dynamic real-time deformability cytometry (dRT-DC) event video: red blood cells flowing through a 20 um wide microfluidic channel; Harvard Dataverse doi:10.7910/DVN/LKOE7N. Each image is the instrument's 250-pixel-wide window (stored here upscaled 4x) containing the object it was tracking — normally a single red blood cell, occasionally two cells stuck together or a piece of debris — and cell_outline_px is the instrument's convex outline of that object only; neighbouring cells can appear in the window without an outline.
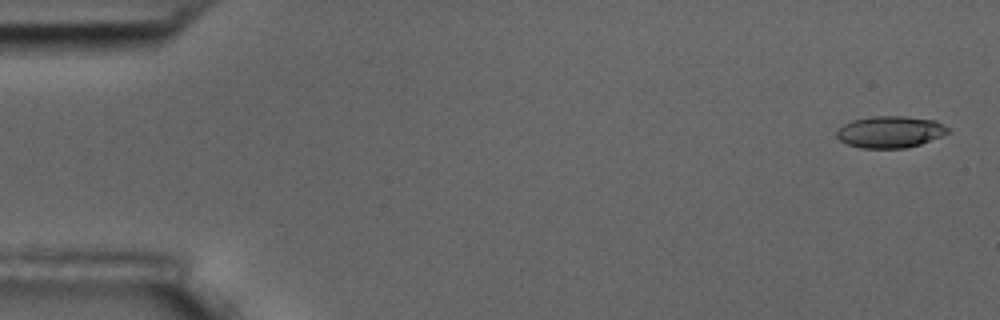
{"species": "common noctule bat (a hibernating species)", "species_latin": "Nyctalus noctula", "temperature_condition": "room temperature", "stored_images_in_passage": 4, "camera_frame_rate_fps": 3000, "um_per_image_px": 0.085, "animal": {"sex": "male", "body_mass_g": 17.5, "forearm_length_mm": 52.3}, "frame": {"image": 1, "passage_image": 1, "time_ms": 0.0, "image_size_px": [1000, 320], "cell_outline_px": [[952, 132], [920, 144], [904, 148], [860, 148], [848, 144], [840, 140], [836, 136], [836, 132], [844, 124], [852, 120], [872, 116], [908, 116], [936, 120], [948, 128]], "centroid_in_image_um": [75.68, 11.2], "position_along_channel_um": 9.3, "area_um2": 20.63}}